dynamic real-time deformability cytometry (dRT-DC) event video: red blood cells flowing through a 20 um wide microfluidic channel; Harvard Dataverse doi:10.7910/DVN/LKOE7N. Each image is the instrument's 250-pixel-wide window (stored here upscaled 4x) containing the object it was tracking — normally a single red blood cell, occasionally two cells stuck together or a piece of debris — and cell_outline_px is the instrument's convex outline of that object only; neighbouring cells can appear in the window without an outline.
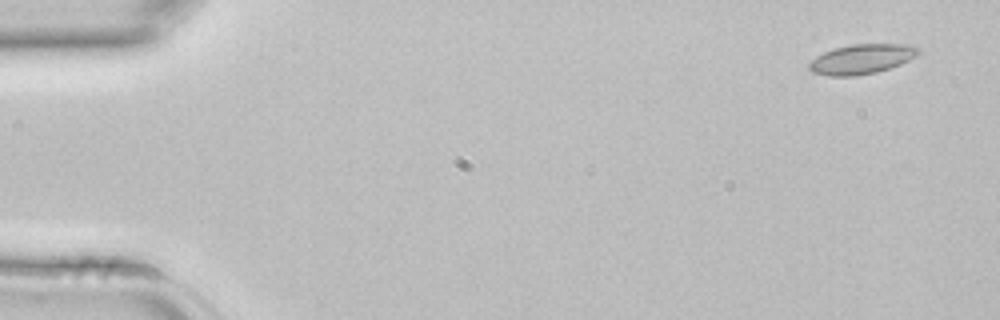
{"species": "common noctule bat (a hibernating species)", "species_latin": "Nyctalus noctula", "temperature_condition": "room temperature", "stored_images_in_passage": 3, "camera_frame_rate_fps": 3000, "um_per_image_px": 0.085, "animal": {"sex": "female", "body_mass_g": 22.7, "forearm_length_mm": 54.2}, "frame": {"image": 1, "passage_image": 1, "time_ms": 0.0, "image_size_px": [1000, 320], "cell_outline_px": [[920, 52], [916, 56], [900, 64], [876, 72], [856, 76], [828, 76], [812, 72], [808, 68], [808, 64], [816, 56], [824, 52], [836, 48], [852, 44], [916, 44], [920, 48]], "centroid_in_image_um": [73.26, 5.01], "position_along_channel_um": 11.7, "area_um2": 19.02}}